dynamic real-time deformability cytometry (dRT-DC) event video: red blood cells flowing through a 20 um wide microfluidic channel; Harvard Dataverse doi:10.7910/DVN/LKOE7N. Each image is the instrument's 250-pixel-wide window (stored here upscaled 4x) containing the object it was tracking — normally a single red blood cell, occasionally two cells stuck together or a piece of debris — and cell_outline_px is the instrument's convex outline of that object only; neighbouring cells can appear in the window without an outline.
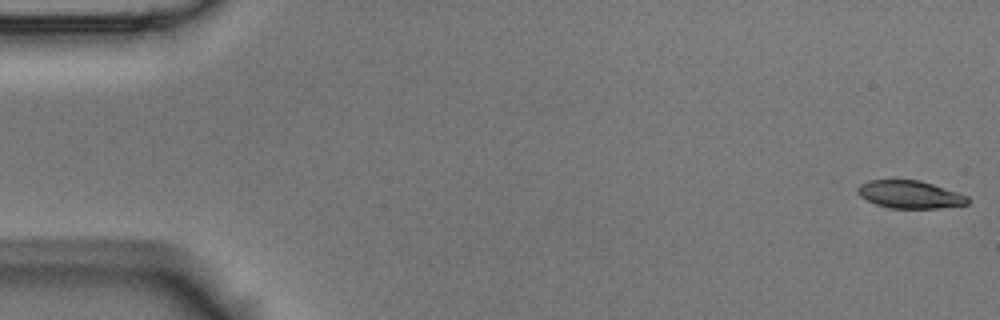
{"species": "Egyptian fruit bat (a non-hibernating species)", "species_latin": "Rousettus aegyptiacus", "temperature_condition": "room temperature", "stored_images_in_passage": 5, "camera_frame_rate_fps": 3000, "um_per_image_px": 0.085, "animal": {"sex": "male"}, "frame": {"image": 1, "passage_image": 1, "time_ms": 0.0, "image_size_px": [1000, 320], "cell_outline_px": [[968, 204], [936, 208], [892, 208], [876, 204], [860, 196], [856, 192], [856, 188], [860, 184], [868, 180], [920, 180], [968, 196]], "centroid_in_image_um": [77.3, 16.52], "position_along_channel_um": 7.7, "area_um2": 17.57}}
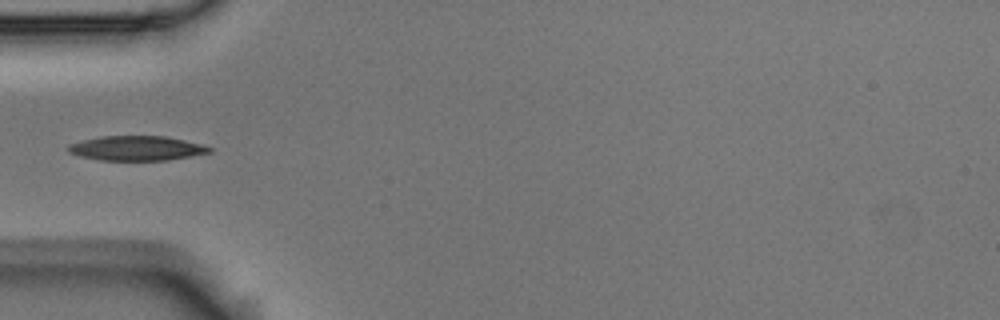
{"frame": {"image": 2, "passage_image": 5, "time_ms": 1.333, "image_size_px": [1000, 320], "cell_outline_px": [[212, 152], [192, 156], [168, 160], [100, 160], [80, 156], [68, 152], [68, 144], [84, 140], [104, 136], [164, 136], [184, 140], [200, 144], [212, 148]], "centroid_in_image_um": [11.62, 12.6], "position_along_channel_um": 73.4, "area_um2": 20.11}}